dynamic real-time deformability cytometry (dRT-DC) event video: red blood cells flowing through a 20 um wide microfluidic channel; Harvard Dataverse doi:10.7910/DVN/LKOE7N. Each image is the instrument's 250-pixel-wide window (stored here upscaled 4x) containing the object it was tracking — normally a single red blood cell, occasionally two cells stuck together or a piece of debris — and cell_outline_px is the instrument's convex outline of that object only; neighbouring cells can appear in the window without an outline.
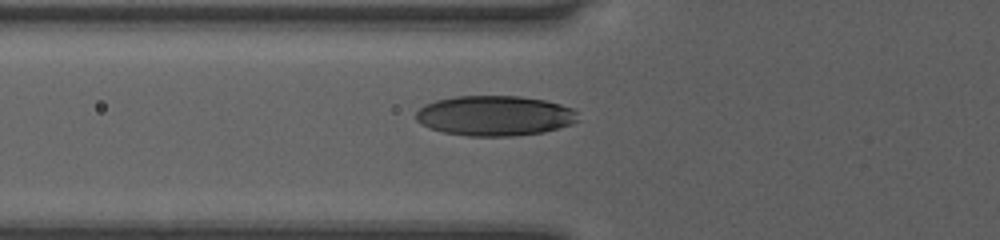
{"species": "human", "species_latin": "Homo sapiens", "temperature_condition": "room temperature", "stored_images_in_passage": 39, "camera_frame_rate_fps": 3000, "um_per_image_px": 0.085, "donor": {"sex": "female"}, "frame": {"image": 1, "passage_image": 8, "time_ms": 2.333, "image_size_px": [1000, 240], "cell_outline_px": [[580, 120], [572, 124], [560, 128], [544, 132], [512, 136], [468, 136], [444, 132], [420, 124], [416, 120], [416, 112], [424, 104], [436, 100], [456, 96], [520, 96], [544, 100], [560, 104], [572, 108], [576, 112]], "centroid_in_image_um": [42.07, 9.83], "position_along_channel_um": 83.7, "area_um2": 38.03}}
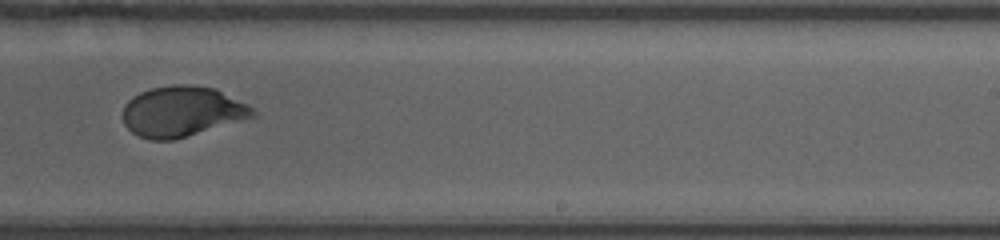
{"frame": {"image": 2, "passage_image": 22, "time_ms": 7.0, "image_size_px": [1000, 240], "cell_outline_px": [[256, 116], [172, 140], [148, 140], [132, 132], [124, 124], [124, 104], [132, 96], [140, 92], [152, 88], [172, 84], [192, 84], [216, 88], [248, 104], [256, 112]], "centroid_in_image_um": [15.47, 9.45], "position_along_channel_um": 273.5, "area_um2": 38.15}}
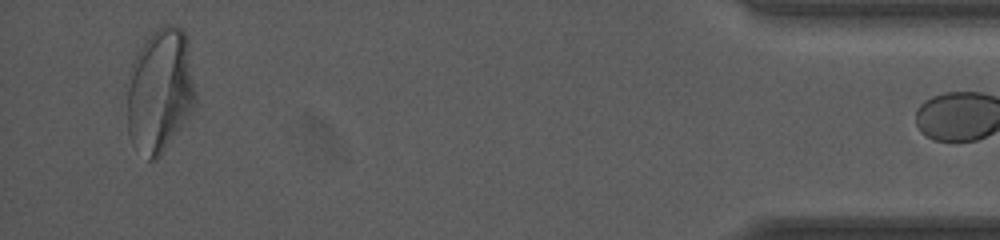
{"frame": {"image": 3, "passage_image": 38, "time_ms": 12.333, "image_size_px": [1000, 240], "cell_outline_px": [[196, 100], [192, 112], [160, 156], [156, 160], [148, 160], [132, 144], [128, 132], [124, 84], [128, 72], [136, 52], [144, 40], [156, 28], [164, 24], [176, 24], [184, 28], [188, 44], [196, 92]], "centroid_in_image_um": [13.55, 7.67], "position_along_channel_um": 421.6, "area_um2": 51.04}}